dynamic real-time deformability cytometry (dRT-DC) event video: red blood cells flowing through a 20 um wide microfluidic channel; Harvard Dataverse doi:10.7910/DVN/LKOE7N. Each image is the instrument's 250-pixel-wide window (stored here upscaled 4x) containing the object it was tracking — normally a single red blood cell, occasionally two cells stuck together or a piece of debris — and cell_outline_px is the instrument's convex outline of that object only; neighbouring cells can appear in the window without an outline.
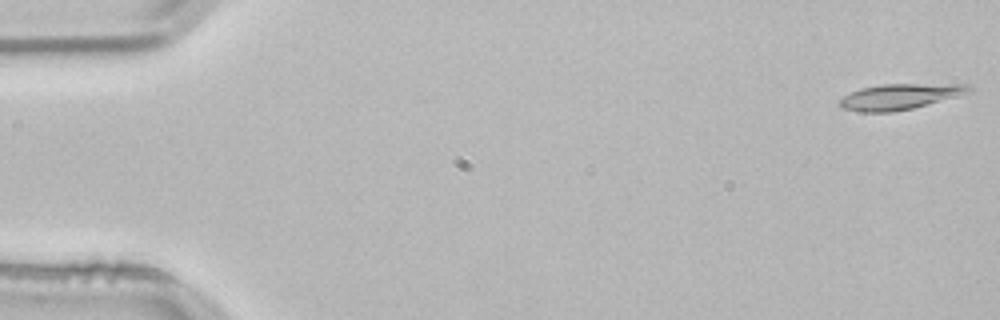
{"species": "common noctule bat (a hibernating species)", "species_latin": "Nyctalus noctula", "temperature_condition": "room temperature", "stored_images_in_passage": 53, "camera_frame_rate_fps": 3000, "um_per_image_px": 0.085, "animal": {"sex": "male", "body_mass_g": 21.5, "forearm_length_mm": 52.0}, "frame": {"image": 1, "passage_image": 1, "time_ms": 0.0, "image_size_px": [1000, 320], "cell_outline_px": [[972, 92], [912, 108], [892, 112], [860, 112], [844, 108], [840, 104], [840, 100], [844, 96], [860, 88], [884, 84], [968, 84], [972, 88]], "centroid_in_image_um": [76.52, 8.2], "position_along_channel_um": 8.5, "area_um2": 19.07}}
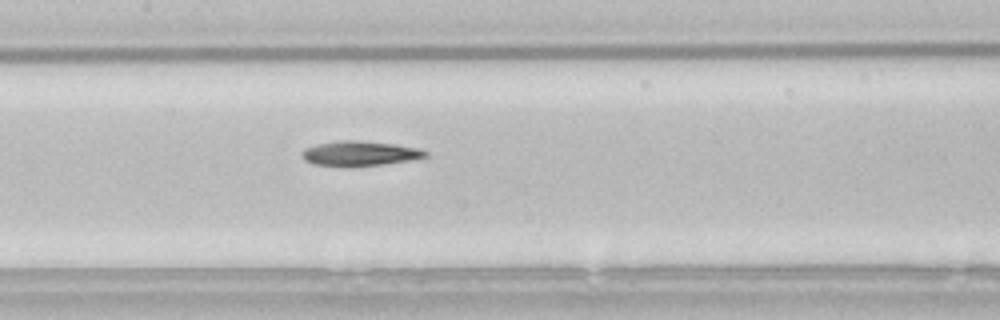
{"frame": {"image": 2, "passage_image": 25, "time_ms": 8.0, "image_size_px": [1000, 320], "cell_outline_px": [[428, 156], [412, 160], [384, 164], [312, 164], [304, 160], [300, 156], [300, 152], [304, 148], [316, 144], [340, 140], [360, 140], [396, 144], [416, 148], [428, 152]], "centroid_in_image_um": [30.57, 13.0], "position_along_channel_um": 176.8, "area_um2": 17.4}}
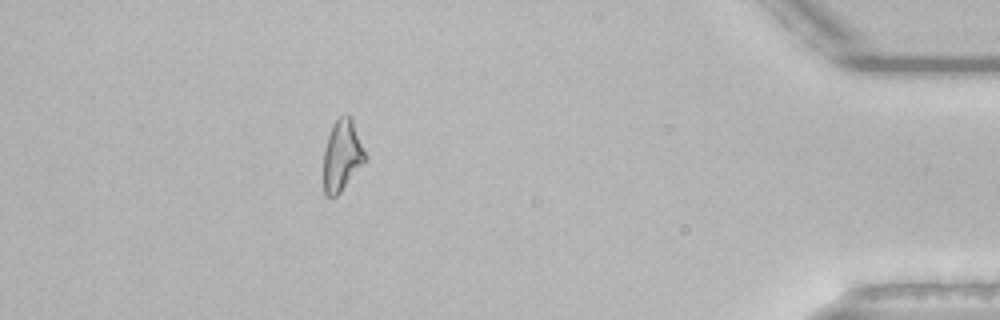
{"frame": {"image": 3, "passage_image": 47, "time_ms": 15.333, "image_size_px": [1000, 320], "cell_outline_px": [[368, 156], [340, 192], [336, 196], [324, 196], [324, 148], [332, 124], [340, 116], [352, 116]], "centroid_in_image_um": [29.08, 13.18], "position_along_channel_um": 406.1, "area_um2": 17.22}}